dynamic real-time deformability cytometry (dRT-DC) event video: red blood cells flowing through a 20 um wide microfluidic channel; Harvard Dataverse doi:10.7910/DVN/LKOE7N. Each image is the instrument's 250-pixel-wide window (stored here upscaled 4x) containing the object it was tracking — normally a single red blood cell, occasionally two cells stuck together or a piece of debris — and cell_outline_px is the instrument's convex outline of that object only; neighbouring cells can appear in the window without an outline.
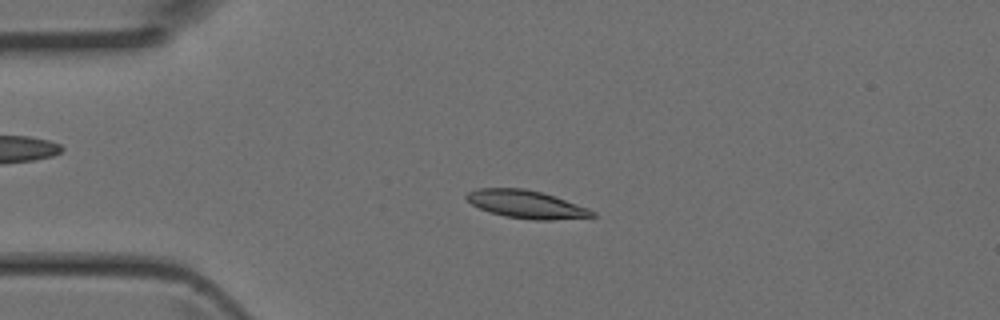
{"species": "Egyptian fruit bat (a non-hibernating species)", "species_latin": "Rousettus aegyptiacus", "temperature_condition": "room temperature", "stored_images_in_passage": 43, "camera_frame_rate_fps": 3000, "um_per_image_px": 0.085, "animal": {"sex": "female"}, "frame": {"image": 1, "passage_image": 10, "time_ms": 3.0, "image_size_px": [1000, 320], "cell_outline_px": [[596, 216], [552, 220], [536, 220], [504, 216], [488, 212], [472, 204], [464, 196], [468, 192], [476, 188], [524, 188], [540, 192], [588, 208], [596, 212]], "centroid_in_image_um": [44.69, 17.37], "position_along_channel_um": 40.3, "area_um2": 20.23}}
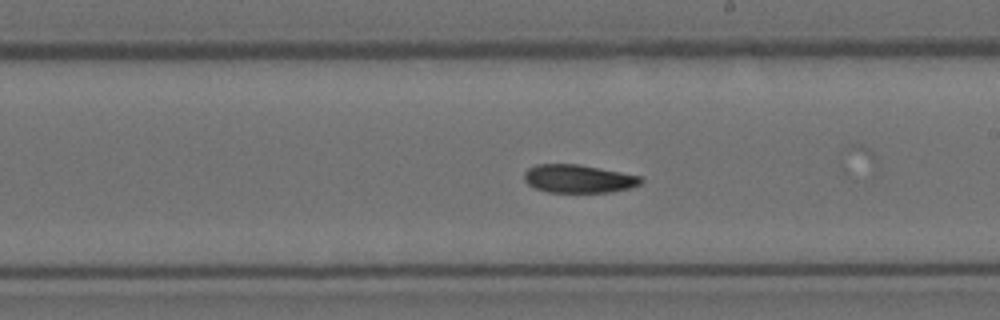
{"frame": {"image": 2, "passage_image": 25, "time_ms": 8.0, "image_size_px": [1000, 320], "cell_outline_px": [[644, 180], [640, 184], [628, 188], [612, 192], [548, 192], [536, 188], [528, 184], [524, 180], [524, 172], [528, 168], [536, 164], [580, 164], [644, 176]], "centroid_in_image_um": [49.2, 15.18], "position_along_channel_um": 239.8, "area_um2": 19.36}}
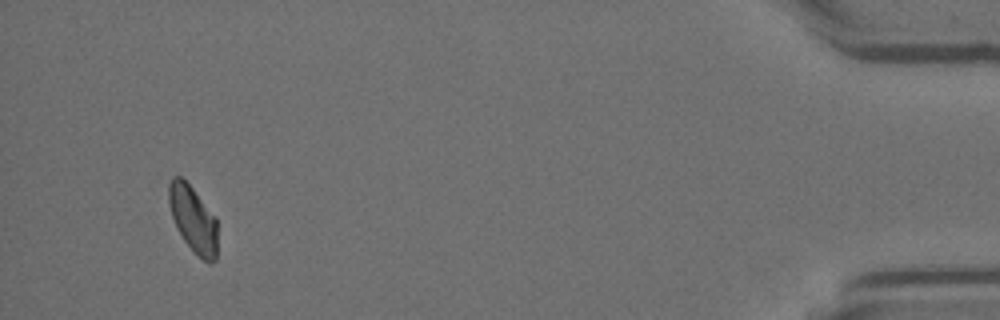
{"frame": {"image": 3, "passage_image": 42, "time_ms": 13.667, "image_size_px": [1000, 320], "cell_outline_px": [[216, 260], [212, 264], [208, 264], [184, 240], [176, 228], [172, 216], [168, 200], [168, 184], [172, 176], [180, 176], [192, 188], [216, 216]], "centroid_in_image_um": [16.4, 18.6], "position_along_channel_um": 418.8, "area_um2": 18.67}}